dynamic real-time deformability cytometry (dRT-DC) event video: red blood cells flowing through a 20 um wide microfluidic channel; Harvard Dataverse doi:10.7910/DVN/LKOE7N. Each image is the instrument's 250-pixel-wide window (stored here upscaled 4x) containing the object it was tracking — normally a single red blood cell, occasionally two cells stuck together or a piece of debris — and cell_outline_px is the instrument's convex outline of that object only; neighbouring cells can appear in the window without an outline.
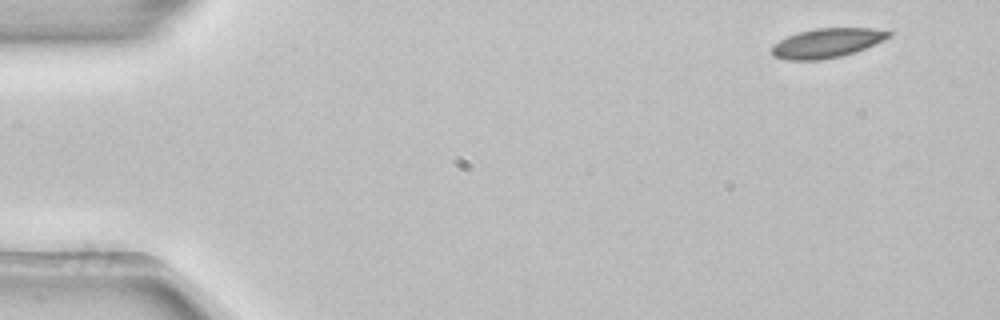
{"species": "common noctule bat (a hibernating species)", "species_latin": "Nyctalus noctula", "temperature_condition": "room temperature", "stored_images_in_passage": 4, "camera_frame_rate_fps": 3000, "um_per_image_px": 0.085, "animal": {"sex": "female", "body_mass_g": 22.7, "forearm_length_mm": 54.2}, "frame": {"image": 1, "passage_image": 1, "time_ms": 0.0, "image_size_px": [1000, 320], "cell_outline_px": [[892, 36], [884, 40], [856, 52], [840, 56], [820, 60], [788, 60], [772, 56], [772, 44], [788, 36], [800, 32], [816, 28], [872, 28], [892, 32]], "centroid_in_image_um": [70.3, 3.66], "position_along_channel_um": 14.7, "area_um2": 20.0}}
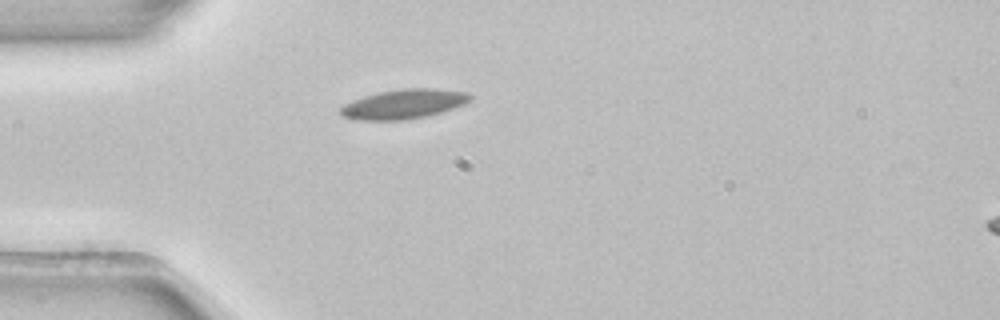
{"frame": {"image": 2, "passage_image": 4, "time_ms": 1.0, "image_size_px": [1000, 320], "cell_outline_px": [[472, 100], [464, 104], [440, 112], [424, 116], [404, 120], [356, 120], [344, 116], [340, 112], [340, 108], [344, 104], [352, 100], [376, 92], [400, 88], [436, 88], [468, 92], [472, 96]], "centroid_in_image_um": [34.32, 8.82], "position_along_channel_um": 50.7, "area_um2": 22.37}}